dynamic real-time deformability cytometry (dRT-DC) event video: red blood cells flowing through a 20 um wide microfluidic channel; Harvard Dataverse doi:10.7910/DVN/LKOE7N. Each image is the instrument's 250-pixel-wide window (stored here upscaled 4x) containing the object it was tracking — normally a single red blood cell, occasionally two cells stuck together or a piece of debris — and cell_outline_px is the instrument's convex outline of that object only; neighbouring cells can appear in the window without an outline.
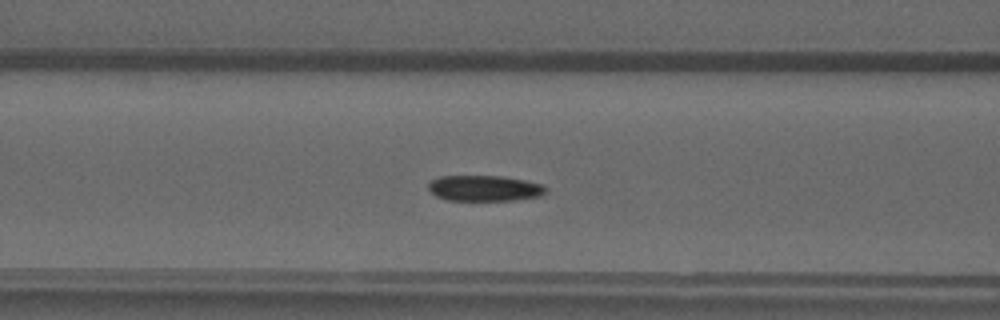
{"species": "common noctule bat (a hibernating species)", "species_latin": "Nyctalus noctula", "temperature_condition": "warm", "stored_images_in_passage": 43, "camera_frame_rate_fps": 3000, "um_per_image_px": 0.085, "animal": {"sex": "male", "forearm_length_mm": 52.5}, "frame": {"image": 1, "passage_image": 14, "time_ms": 4.333, "image_size_px": [1000, 320], "cell_outline_px": [[548, 192], [540, 196], [516, 200], [448, 200], [436, 196], [428, 188], [428, 184], [432, 180], [440, 176], [504, 176], [544, 184], [548, 188]], "centroid_in_image_um": [41.24, 16.0], "position_along_channel_um": 125.4, "area_um2": 17.74}}
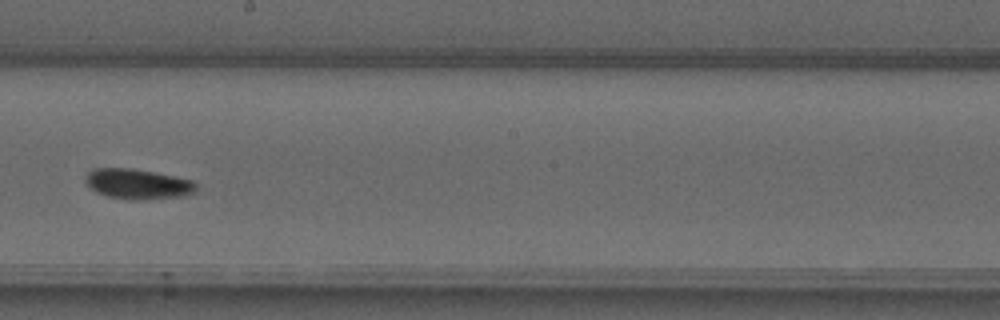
{"frame": {"image": 2, "passage_image": 22, "time_ms": 7.0, "image_size_px": [1000, 320], "cell_outline_px": [[196, 192], [184, 196], [136, 200], [128, 200], [108, 196], [96, 192], [84, 180], [84, 176], [88, 172], [96, 168], [128, 168], [152, 172], [192, 180], [196, 184]], "centroid_in_image_um": [11.7, 15.65], "position_along_channel_um": 236.5, "area_um2": 19.31}}
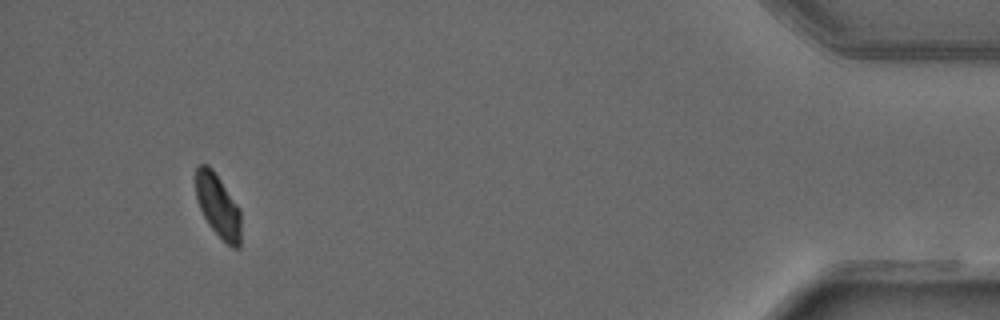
{"frame": {"image": 3, "passage_image": 40, "time_ms": 13.0, "image_size_px": [1000, 320], "cell_outline_px": [[240, 248], [232, 248], [208, 224], [200, 208], [196, 196], [196, 168], [200, 164], [208, 164], [212, 168], [240, 208]], "centroid_in_image_um": [18.54, 17.48], "position_along_channel_um": 416.7, "area_um2": 16.47}}